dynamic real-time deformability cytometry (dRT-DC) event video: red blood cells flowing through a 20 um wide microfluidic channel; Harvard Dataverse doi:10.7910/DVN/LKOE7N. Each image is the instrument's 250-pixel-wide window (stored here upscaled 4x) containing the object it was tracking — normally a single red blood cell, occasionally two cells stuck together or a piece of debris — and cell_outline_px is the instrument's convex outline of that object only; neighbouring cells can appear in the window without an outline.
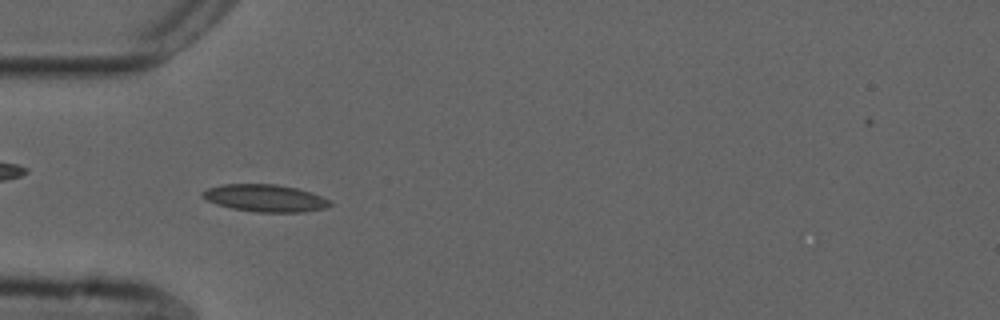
{"species": "common noctule bat (a hibernating species)", "species_latin": "Nyctalus noctula", "temperature_condition": "cold", "stored_images_in_passage": 54, "camera_frame_rate_fps": 3000, "um_per_image_px": 0.085, "animal": {"sex": "male", "forearm_length_mm": 52.5}, "frame": {"image": 1, "passage_image": 16, "time_ms": 5.0, "image_size_px": [1000, 320], "cell_outline_px": [[332, 204], [324, 208], [304, 212], [260, 212], [232, 208], [216, 204], [200, 196], [200, 192], [208, 188], [224, 184], [276, 184], [296, 188], [312, 192], [328, 200]], "centroid_in_image_um": [22.51, 16.83], "position_along_channel_um": 62.5, "area_um2": 20.11}}
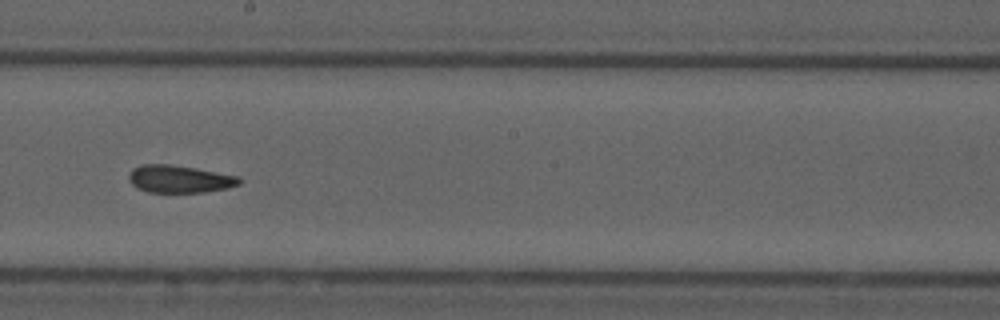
{"frame": {"image": 2, "passage_image": 30, "time_ms": 9.667, "image_size_px": [1000, 320], "cell_outline_px": [[244, 180], [240, 184], [228, 188], [204, 192], [148, 192], [136, 188], [128, 180], [128, 176], [132, 168], [144, 164], [168, 164], [196, 168], [240, 176]], "centroid_in_image_um": [15.28, 15.21], "position_along_channel_um": 232.9, "area_um2": 17.92}}
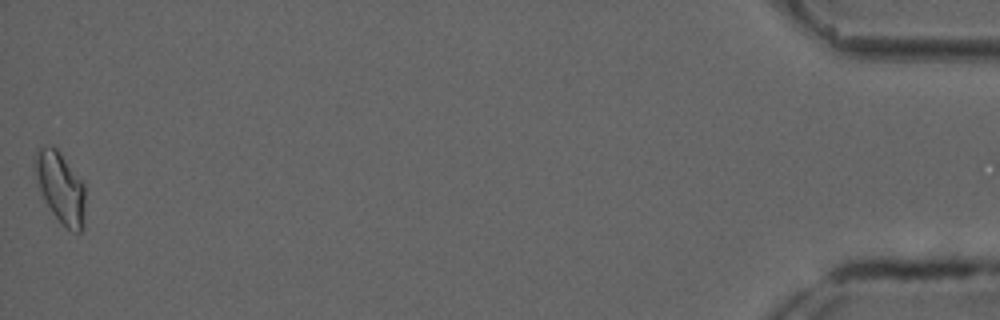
{"frame": {"image": 3, "passage_image": 54, "time_ms": 17.667, "image_size_px": [1000, 320], "cell_outline_px": [[84, 228], [80, 232], [72, 232], [52, 212], [36, 180], [32, 168], [32, 160], [36, 148], [52, 144], [56, 148], [84, 184]], "centroid_in_image_um": [5.1, 15.88], "position_along_channel_um": 430.1, "area_um2": 20.69}, "authors_computed_cell_mechanics": {"area_um2": 18.2648, "velocity_mm_per_s": 3.6932, "shape_relaxation_time_tau1_ms": null, "shape_relaxation_time_tau2_ms": 2.6361, "deformation_change_tau1": null, "deformation_change_tau2": 0.0738}}